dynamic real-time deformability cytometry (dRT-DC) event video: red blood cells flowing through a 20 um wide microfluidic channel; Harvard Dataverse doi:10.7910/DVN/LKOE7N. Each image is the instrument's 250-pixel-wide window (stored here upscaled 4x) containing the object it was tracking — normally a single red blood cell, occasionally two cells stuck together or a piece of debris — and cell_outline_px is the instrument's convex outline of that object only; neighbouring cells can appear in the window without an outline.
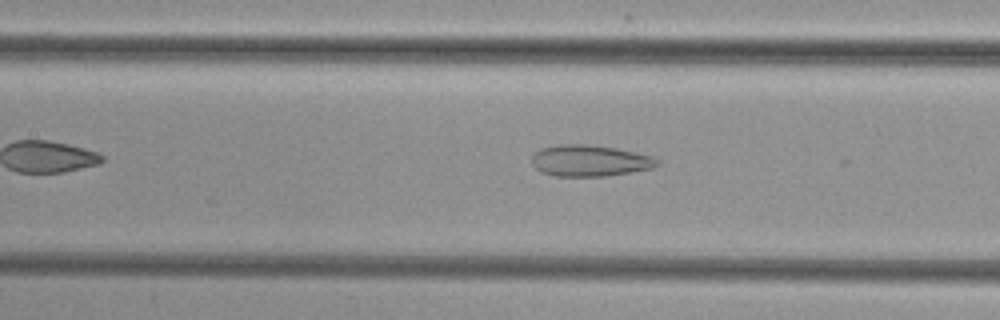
{"species": "common noctule bat (a hibernating species)", "species_latin": "Nyctalus noctula", "temperature_condition": "cold", "stored_images_in_passage": 42, "camera_frame_rate_fps": 3000, "um_per_image_px": 0.085, "animal": {"sex": "female", "body_mass_g": 29.2, "forearm_length_mm": 56.3}, "frame": {"image": 1, "passage_image": 14, "time_ms": 4.333, "image_size_px": [1000, 320], "cell_outline_px": [[660, 164], [652, 168], [632, 172], [604, 176], [556, 176], [540, 172], [532, 164], [532, 156], [540, 148], [556, 144], [588, 144], [616, 148], [652, 156], [660, 160]], "centroid_in_image_um": [50.12, 13.65], "position_along_channel_um": 157.3, "area_um2": 23.06}}
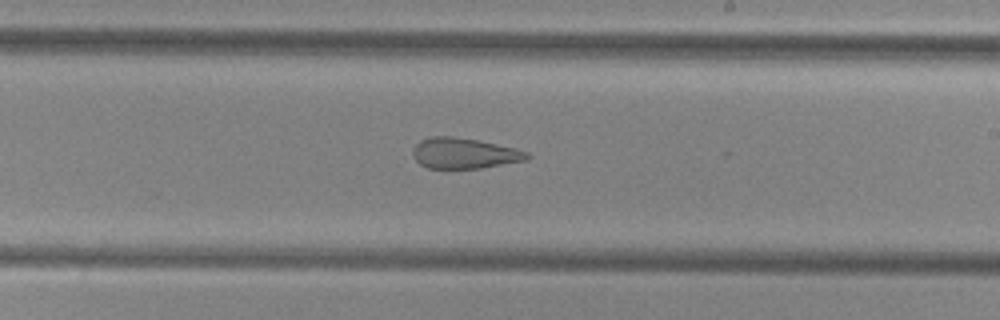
{"frame": {"image": 2, "passage_image": 21, "time_ms": 6.667, "image_size_px": [1000, 320], "cell_outline_px": [[532, 156], [528, 160], [480, 168], [428, 168], [420, 164], [416, 160], [412, 152], [412, 148], [420, 140], [428, 136], [452, 136], [476, 140], [516, 148], [528, 152]], "centroid_in_image_um": [39.46, 13.02], "position_along_channel_um": 249.5, "area_um2": 20.46}}
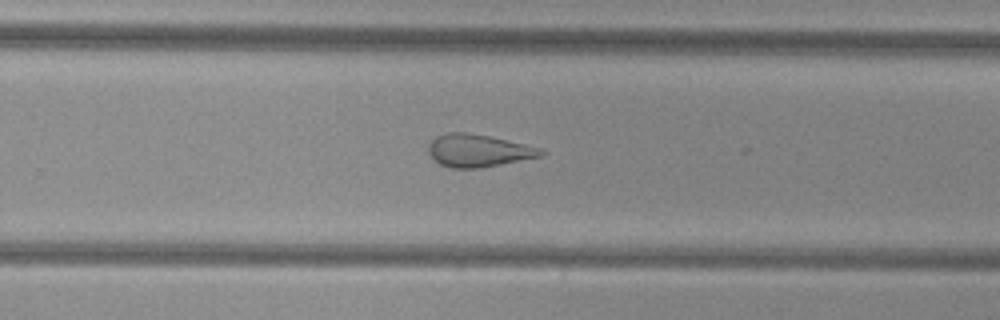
{"frame": {"image": 3, "passage_image": 24, "time_ms": 7.667, "image_size_px": [1000, 320], "cell_outline_px": [[548, 152], [540, 156], [480, 168], [452, 168], [440, 164], [428, 152], [428, 144], [436, 136], [448, 132], [468, 132], [488, 136], [524, 144], [540, 148]], "centroid_in_image_um": [40.63, 12.79], "position_along_channel_um": 289.2, "area_um2": 21.1}}